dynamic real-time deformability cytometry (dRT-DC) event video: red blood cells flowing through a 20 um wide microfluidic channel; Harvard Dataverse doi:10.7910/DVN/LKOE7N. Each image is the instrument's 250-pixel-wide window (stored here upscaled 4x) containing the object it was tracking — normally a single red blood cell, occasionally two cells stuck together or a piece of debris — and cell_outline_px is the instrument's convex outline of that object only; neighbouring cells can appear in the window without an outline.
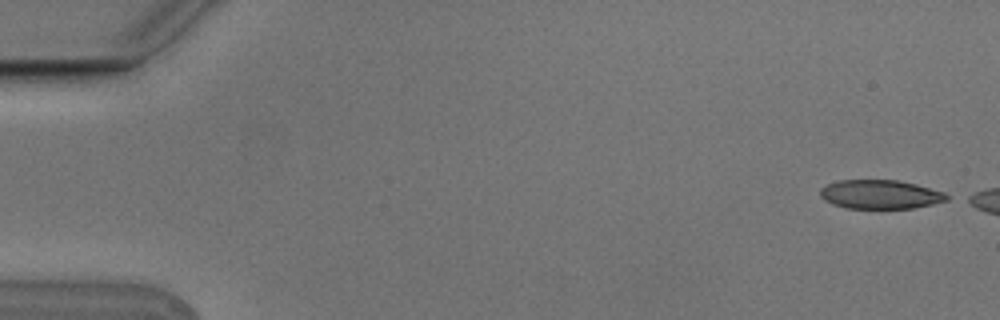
{"species": "Egyptian fruit bat (a non-hibernating species)", "species_latin": "Rousettus aegyptiacus", "temperature_condition": "cold", "stored_images_in_passage": 3, "camera_frame_rate_fps": 3000, "um_per_image_px": 0.085, "animal": {"sex": "male"}, "frame": {"image": 1, "passage_image": 1, "time_ms": 0.0, "image_size_px": [1000, 320], "cell_outline_px": [[952, 196], [948, 200], [932, 204], [912, 208], [844, 208], [832, 204], [824, 200], [820, 196], [820, 188], [828, 184], [840, 180], [896, 180], [916, 184], [944, 192]], "centroid_in_image_um": [74.83, 16.52], "position_along_channel_um": 10.2, "area_um2": 21.39}}